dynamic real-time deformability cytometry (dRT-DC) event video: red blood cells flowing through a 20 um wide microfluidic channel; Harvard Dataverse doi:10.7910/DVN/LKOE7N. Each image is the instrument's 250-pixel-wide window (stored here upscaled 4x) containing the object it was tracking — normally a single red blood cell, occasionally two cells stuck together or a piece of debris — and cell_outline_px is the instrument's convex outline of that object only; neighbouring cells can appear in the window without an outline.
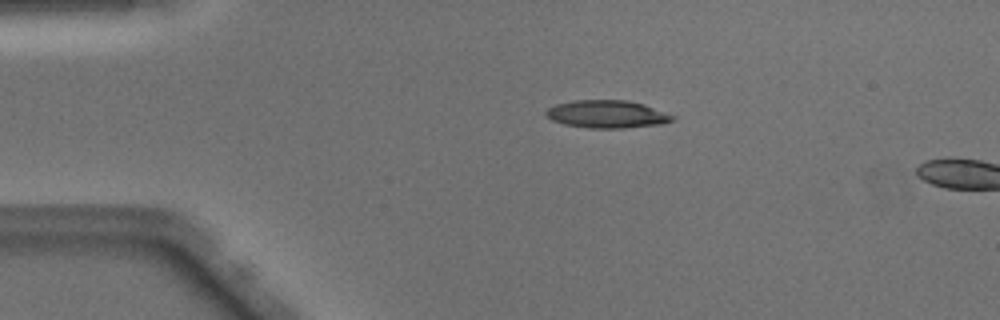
{"species": "Egyptian fruit bat (a non-hibernating species)", "species_latin": "Rousettus aegyptiacus", "temperature_condition": "warm", "stored_images_in_passage": 48, "camera_frame_rate_fps": 3000, "um_per_image_px": 0.085, "animal": {"sex": "male"}, "frame": {"image": 1, "passage_image": 9, "time_ms": 2.667, "image_size_px": [1000, 320], "cell_outline_px": [[676, 116], [672, 120], [664, 124], [624, 128], [588, 128], [564, 124], [552, 120], [544, 116], [544, 112], [548, 108], [556, 104], [572, 100], [628, 100], [644, 104]], "centroid_in_image_um": [51.58, 9.7], "position_along_channel_um": 33.4, "area_um2": 20.63}}
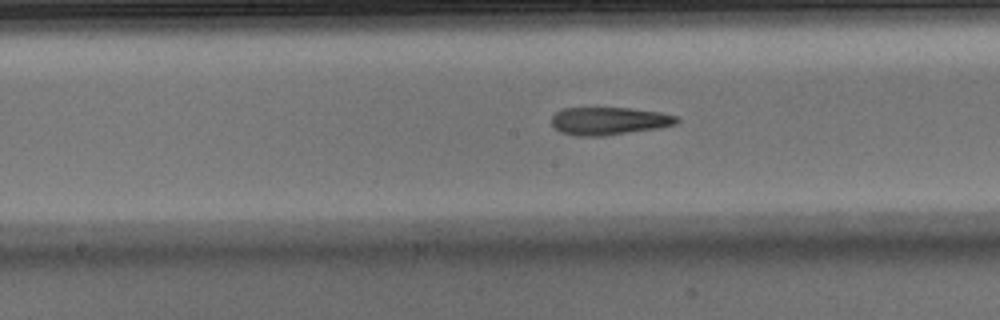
{"frame": {"image": 2, "passage_image": 24, "time_ms": 7.667, "image_size_px": [1000, 320], "cell_outline_px": [[680, 120], [676, 124], [660, 128], [604, 136], [576, 136], [560, 132], [552, 124], [552, 116], [556, 112], [564, 108], [632, 108], [660, 112], [680, 116]], "centroid_in_image_um": [51.81, 10.28], "position_along_channel_um": 196.4, "area_um2": 20.46}}
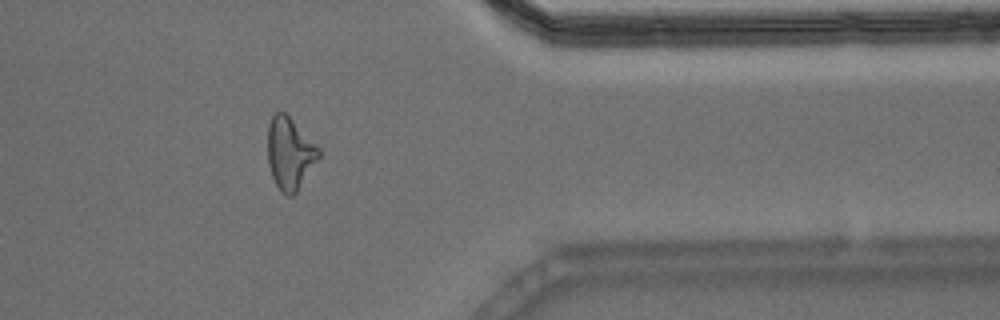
{"frame": {"image": 3, "passage_image": 39, "time_ms": 12.667, "image_size_px": [1000, 320], "cell_outline_px": [[320, 156], [296, 192], [292, 196], [288, 196], [276, 184], [272, 176], [268, 164], [268, 124], [272, 116], [276, 112], [284, 112], [320, 148]], "centroid_in_image_um": [24.63, 13.02], "position_along_channel_um": 386.8, "area_um2": 20.98}}